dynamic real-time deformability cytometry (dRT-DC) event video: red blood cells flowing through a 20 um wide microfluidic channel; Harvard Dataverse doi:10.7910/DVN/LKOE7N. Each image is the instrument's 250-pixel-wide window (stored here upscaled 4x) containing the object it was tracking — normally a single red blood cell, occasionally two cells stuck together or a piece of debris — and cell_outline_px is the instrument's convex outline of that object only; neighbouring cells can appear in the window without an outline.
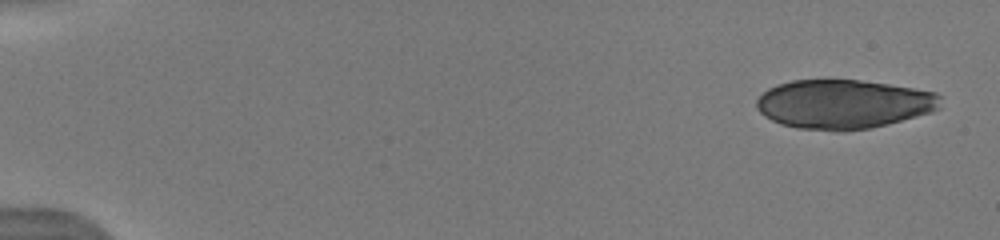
{"species": "human", "species_latin": "Homo sapiens", "temperature_condition": "warm", "stored_images_in_passage": 12, "camera_frame_rate_fps": 3000, "um_per_image_px": 0.085, "donor": {"sex": "male"}, "frame": {"image": 1, "passage_image": 1, "time_ms": 0.0, "image_size_px": [1000, 240], "cell_outline_px": [[940, 108], [932, 112], [888, 124], [868, 128], [844, 132], [836, 132], [796, 128], [780, 124], [764, 116], [756, 108], [756, 100], [768, 88], [776, 84], [792, 80], [860, 80], [888, 84], [936, 92], [940, 96]], "centroid_in_image_um": [71.68, 8.86], "position_along_channel_um": 13.3, "area_um2": 53.0}}
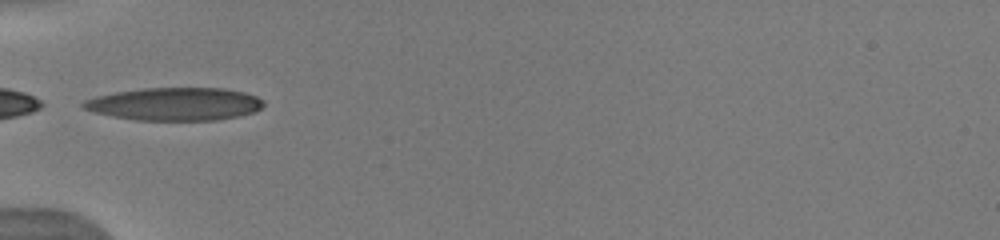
{"frame": {"image": 2, "passage_image": 9, "time_ms": 5.667, "image_size_px": [1000, 240], "cell_outline_px": [[264, 104], [256, 112], [240, 116], [216, 120], [136, 120], [112, 116], [92, 112], [84, 108], [80, 104], [84, 100], [96, 96], [116, 92], [144, 88], [224, 88], [244, 92], [256, 96], [264, 100]], "centroid_in_image_um": [14.87, 8.84], "position_along_channel_um": 70.1, "area_um2": 34.68}}